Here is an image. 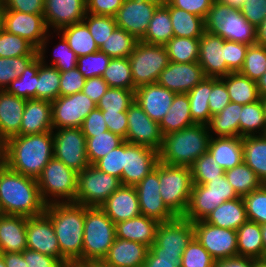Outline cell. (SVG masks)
<instances>
[{
	"label": "cell",
	"mask_w": 266,
	"mask_h": 267,
	"mask_svg": "<svg viewBox=\"0 0 266 267\" xmlns=\"http://www.w3.org/2000/svg\"><path fill=\"white\" fill-rule=\"evenodd\" d=\"M194 237L215 260L238 256L237 232L206 223L204 220L193 222Z\"/></svg>",
	"instance_id": "4fadbf2b"
},
{
	"label": "cell",
	"mask_w": 266,
	"mask_h": 267,
	"mask_svg": "<svg viewBox=\"0 0 266 267\" xmlns=\"http://www.w3.org/2000/svg\"><path fill=\"white\" fill-rule=\"evenodd\" d=\"M52 133L53 155L56 159L77 173L90 165L87 159L86 138L81 128L53 129Z\"/></svg>",
	"instance_id": "7c38bea8"
},
{
	"label": "cell",
	"mask_w": 266,
	"mask_h": 267,
	"mask_svg": "<svg viewBox=\"0 0 266 267\" xmlns=\"http://www.w3.org/2000/svg\"><path fill=\"white\" fill-rule=\"evenodd\" d=\"M53 32H48L46 38L41 43L40 47L37 49L38 57L40 58L41 62L45 65H51L56 67L60 72H65L72 70L76 68L78 57L76 53L71 50V48L68 45V42L65 40V38L60 35L58 32L56 35L61 39L59 40V44L56 45V47L53 49L54 56L52 57L50 63L46 62V52H47V46L48 43H50L49 40H51V34Z\"/></svg>",
	"instance_id": "8d00e7d4"
},
{
	"label": "cell",
	"mask_w": 266,
	"mask_h": 267,
	"mask_svg": "<svg viewBox=\"0 0 266 267\" xmlns=\"http://www.w3.org/2000/svg\"><path fill=\"white\" fill-rule=\"evenodd\" d=\"M224 174L239 197L255 191L264 184L244 161L234 168L226 170Z\"/></svg>",
	"instance_id": "f6af8a7d"
},
{
	"label": "cell",
	"mask_w": 266,
	"mask_h": 267,
	"mask_svg": "<svg viewBox=\"0 0 266 267\" xmlns=\"http://www.w3.org/2000/svg\"><path fill=\"white\" fill-rule=\"evenodd\" d=\"M239 198L225 174L205 184H193L189 204L183 218L196 222L204 220L223 202Z\"/></svg>",
	"instance_id": "9c48e42d"
},
{
	"label": "cell",
	"mask_w": 266,
	"mask_h": 267,
	"mask_svg": "<svg viewBox=\"0 0 266 267\" xmlns=\"http://www.w3.org/2000/svg\"><path fill=\"white\" fill-rule=\"evenodd\" d=\"M6 267H28L22 253H0Z\"/></svg>",
	"instance_id": "979ff035"
},
{
	"label": "cell",
	"mask_w": 266,
	"mask_h": 267,
	"mask_svg": "<svg viewBox=\"0 0 266 267\" xmlns=\"http://www.w3.org/2000/svg\"><path fill=\"white\" fill-rule=\"evenodd\" d=\"M165 48L169 57V62L191 63L198 62L199 58V38H186L173 36L166 44Z\"/></svg>",
	"instance_id": "bcb514c9"
},
{
	"label": "cell",
	"mask_w": 266,
	"mask_h": 267,
	"mask_svg": "<svg viewBox=\"0 0 266 267\" xmlns=\"http://www.w3.org/2000/svg\"><path fill=\"white\" fill-rule=\"evenodd\" d=\"M102 78L110 88L134 90L129 57L111 58Z\"/></svg>",
	"instance_id": "7dc6e473"
},
{
	"label": "cell",
	"mask_w": 266,
	"mask_h": 267,
	"mask_svg": "<svg viewBox=\"0 0 266 267\" xmlns=\"http://www.w3.org/2000/svg\"><path fill=\"white\" fill-rule=\"evenodd\" d=\"M157 5L146 0H124L114 16L117 26L140 40L147 31Z\"/></svg>",
	"instance_id": "ac0fdd59"
},
{
	"label": "cell",
	"mask_w": 266,
	"mask_h": 267,
	"mask_svg": "<svg viewBox=\"0 0 266 267\" xmlns=\"http://www.w3.org/2000/svg\"><path fill=\"white\" fill-rule=\"evenodd\" d=\"M248 47L245 43L225 40V62L231 73L242 69Z\"/></svg>",
	"instance_id": "03108f58"
},
{
	"label": "cell",
	"mask_w": 266,
	"mask_h": 267,
	"mask_svg": "<svg viewBox=\"0 0 266 267\" xmlns=\"http://www.w3.org/2000/svg\"><path fill=\"white\" fill-rule=\"evenodd\" d=\"M27 217L20 215L0 216V253H22L27 249Z\"/></svg>",
	"instance_id": "f546056e"
},
{
	"label": "cell",
	"mask_w": 266,
	"mask_h": 267,
	"mask_svg": "<svg viewBox=\"0 0 266 267\" xmlns=\"http://www.w3.org/2000/svg\"><path fill=\"white\" fill-rule=\"evenodd\" d=\"M110 60L111 58L109 56L98 50L96 53L78 57L76 67L85 79L102 77Z\"/></svg>",
	"instance_id": "94428289"
},
{
	"label": "cell",
	"mask_w": 266,
	"mask_h": 267,
	"mask_svg": "<svg viewBox=\"0 0 266 267\" xmlns=\"http://www.w3.org/2000/svg\"><path fill=\"white\" fill-rule=\"evenodd\" d=\"M115 238V223L100 207H87L85 209L82 263L103 260Z\"/></svg>",
	"instance_id": "8992f818"
},
{
	"label": "cell",
	"mask_w": 266,
	"mask_h": 267,
	"mask_svg": "<svg viewBox=\"0 0 266 267\" xmlns=\"http://www.w3.org/2000/svg\"><path fill=\"white\" fill-rule=\"evenodd\" d=\"M52 130L51 102L40 99H27L20 126V135L39 134Z\"/></svg>",
	"instance_id": "f1b7e54d"
},
{
	"label": "cell",
	"mask_w": 266,
	"mask_h": 267,
	"mask_svg": "<svg viewBox=\"0 0 266 267\" xmlns=\"http://www.w3.org/2000/svg\"><path fill=\"white\" fill-rule=\"evenodd\" d=\"M204 22L207 32L215 33L225 40L256 44V28L240 11L232 9L225 1H214Z\"/></svg>",
	"instance_id": "5b68a950"
},
{
	"label": "cell",
	"mask_w": 266,
	"mask_h": 267,
	"mask_svg": "<svg viewBox=\"0 0 266 267\" xmlns=\"http://www.w3.org/2000/svg\"><path fill=\"white\" fill-rule=\"evenodd\" d=\"M108 88L107 82L102 77H92L86 79L81 92L97 104Z\"/></svg>",
	"instance_id": "b9fcfbb0"
},
{
	"label": "cell",
	"mask_w": 266,
	"mask_h": 267,
	"mask_svg": "<svg viewBox=\"0 0 266 267\" xmlns=\"http://www.w3.org/2000/svg\"><path fill=\"white\" fill-rule=\"evenodd\" d=\"M4 30L30 42L36 49L49 32L43 14L22 13L4 10Z\"/></svg>",
	"instance_id": "d6986e66"
},
{
	"label": "cell",
	"mask_w": 266,
	"mask_h": 267,
	"mask_svg": "<svg viewBox=\"0 0 266 267\" xmlns=\"http://www.w3.org/2000/svg\"><path fill=\"white\" fill-rule=\"evenodd\" d=\"M107 128L110 132L126 138L128 123L127 112H108L102 111Z\"/></svg>",
	"instance_id": "2a66077c"
},
{
	"label": "cell",
	"mask_w": 266,
	"mask_h": 267,
	"mask_svg": "<svg viewBox=\"0 0 266 267\" xmlns=\"http://www.w3.org/2000/svg\"><path fill=\"white\" fill-rule=\"evenodd\" d=\"M100 208L115 224L141 215L135 186L121 185Z\"/></svg>",
	"instance_id": "484cf974"
},
{
	"label": "cell",
	"mask_w": 266,
	"mask_h": 267,
	"mask_svg": "<svg viewBox=\"0 0 266 267\" xmlns=\"http://www.w3.org/2000/svg\"><path fill=\"white\" fill-rule=\"evenodd\" d=\"M126 142L160 151L164 135L159 123L153 121L134 100L127 110Z\"/></svg>",
	"instance_id": "9a60e30c"
},
{
	"label": "cell",
	"mask_w": 266,
	"mask_h": 267,
	"mask_svg": "<svg viewBox=\"0 0 266 267\" xmlns=\"http://www.w3.org/2000/svg\"><path fill=\"white\" fill-rule=\"evenodd\" d=\"M190 170L193 184H205L225 172L208 151L193 162Z\"/></svg>",
	"instance_id": "6f0895ef"
},
{
	"label": "cell",
	"mask_w": 266,
	"mask_h": 267,
	"mask_svg": "<svg viewBox=\"0 0 266 267\" xmlns=\"http://www.w3.org/2000/svg\"><path fill=\"white\" fill-rule=\"evenodd\" d=\"M178 252L163 251V248H149L142 267H181Z\"/></svg>",
	"instance_id": "e7e4bbea"
},
{
	"label": "cell",
	"mask_w": 266,
	"mask_h": 267,
	"mask_svg": "<svg viewBox=\"0 0 266 267\" xmlns=\"http://www.w3.org/2000/svg\"><path fill=\"white\" fill-rule=\"evenodd\" d=\"M134 90L156 83L161 71L168 66L169 57L165 45L148 44L138 40L129 55Z\"/></svg>",
	"instance_id": "30bf717a"
},
{
	"label": "cell",
	"mask_w": 266,
	"mask_h": 267,
	"mask_svg": "<svg viewBox=\"0 0 266 267\" xmlns=\"http://www.w3.org/2000/svg\"><path fill=\"white\" fill-rule=\"evenodd\" d=\"M159 185V192L166 207L176 217H183L193 188L190 167L159 161Z\"/></svg>",
	"instance_id": "ba28073f"
},
{
	"label": "cell",
	"mask_w": 266,
	"mask_h": 267,
	"mask_svg": "<svg viewBox=\"0 0 266 267\" xmlns=\"http://www.w3.org/2000/svg\"><path fill=\"white\" fill-rule=\"evenodd\" d=\"M86 79L76 68L60 72L59 96H68L82 91Z\"/></svg>",
	"instance_id": "a7ac6f4b"
},
{
	"label": "cell",
	"mask_w": 266,
	"mask_h": 267,
	"mask_svg": "<svg viewBox=\"0 0 266 267\" xmlns=\"http://www.w3.org/2000/svg\"><path fill=\"white\" fill-rule=\"evenodd\" d=\"M27 99L0 90V138L7 139L20 135V126Z\"/></svg>",
	"instance_id": "83f0119b"
},
{
	"label": "cell",
	"mask_w": 266,
	"mask_h": 267,
	"mask_svg": "<svg viewBox=\"0 0 266 267\" xmlns=\"http://www.w3.org/2000/svg\"><path fill=\"white\" fill-rule=\"evenodd\" d=\"M198 63L206 77L221 78L231 73L225 62V39L205 31L199 38Z\"/></svg>",
	"instance_id": "603a6c76"
},
{
	"label": "cell",
	"mask_w": 266,
	"mask_h": 267,
	"mask_svg": "<svg viewBox=\"0 0 266 267\" xmlns=\"http://www.w3.org/2000/svg\"><path fill=\"white\" fill-rule=\"evenodd\" d=\"M138 40L124 29L117 27L99 48L110 58L129 57Z\"/></svg>",
	"instance_id": "816d5d0a"
},
{
	"label": "cell",
	"mask_w": 266,
	"mask_h": 267,
	"mask_svg": "<svg viewBox=\"0 0 266 267\" xmlns=\"http://www.w3.org/2000/svg\"><path fill=\"white\" fill-rule=\"evenodd\" d=\"M53 157L52 131L16 135L4 142V164L24 176L37 179Z\"/></svg>",
	"instance_id": "6da1fadb"
},
{
	"label": "cell",
	"mask_w": 266,
	"mask_h": 267,
	"mask_svg": "<svg viewBox=\"0 0 266 267\" xmlns=\"http://www.w3.org/2000/svg\"><path fill=\"white\" fill-rule=\"evenodd\" d=\"M60 71L51 65H45L39 58L36 99L54 101L59 97Z\"/></svg>",
	"instance_id": "c3c4849f"
},
{
	"label": "cell",
	"mask_w": 266,
	"mask_h": 267,
	"mask_svg": "<svg viewBox=\"0 0 266 267\" xmlns=\"http://www.w3.org/2000/svg\"><path fill=\"white\" fill-rule=\"evenodd\" d=\"M175 94V92L162 87L156 82L136 88L134 100L150 119L160 123L161 119L167 114Z\"/></svg>",
	"instance_id": "d4e9b609"
},
{
	"label": "cell",
	"mask_w": 266,
	"mask_h": 267,
	"mask_svg": "<svg viewBox=\"0 0 266 267\" xmlns=\"http://www.w3.org/2000/svg\"><path fill=\"white\" fill-rule=\"evenodd\" d=\"M45 0H2L4 10L22 13L43 14Z\"/></svg>",
	"instance_id": "34e18365"
},
{
	"label": "cell",
	"mask_w": 266,
	"mask_h": 267,
	"mask_svg": "<svg viewBox=\"0 0 266 267\" xmlns=\"http://www.w3.org/2000/svg\"><path fill=\"white\" fill-rule=\"evenodd\" d=\"M24 55H38V52L27 40L3 29L0 32V57L12 58Z\"/></svg>",
	"instance_id": "db71d44e"
},
{
	"label": "cell",
	"mask_w": 266,
	"mask_h": 267,
	"mask_svg": "<svg viewBox=\"0 0 266 267\" xmlns=\"http://www.w3.org/2000/svg\"><path fill=\"white\" fill-rule=\"evenodd\" d=\"M243 161L266 184V134L242 137Z\"/></svg>",
	"instance_id": "f35d334b"
},
{
	"label": "cell",
	"mask_w": 266,
	"mask_h": 267,
	"mask_svg": "<svg viewBox=\"0 0 266 267\" xmlns=\"http://www.w3.org/2000/svg\"><path fill=\"white\" fill-rule=\"evenodd\" d=\"M266 72V47L253 44L249 45L244 64L239 73L257 82Z\"/></svg>",
	"instance_id": "f5cc1de1"
},
{
	"label": "cell",
	"mask_w": 266,
	"mask_h": 267,
	"mask_svg": "<svg viewBox=\"0 0 266 267\" xmlns=\"http://www.w3.org/2000/svg\"><path fill=\"white\" fill-rule=\"evenodd\" d=\"M124 0H86V13L114 17Z\"/></svg>",
	"instance_id": "8c879c8a"
},
{
	"label": "cell",
	"mask_w": 266,
	"mask_h": 267,
	"mask_svg": "<svg viewBox=\"0 0 266 267\" xmlns=\"http://www.w3.org/2000/svg\"><path fill=\"white\" fill-rule=\"evenodd\" d=\"M243 105L230 102L223 110L211 116L207 124L211 136L235 137L239 136V116Z\"/></svg>",
	"instance_id": "d590c367"
},
{
	"label": "cell",
	"mask_w": 266,
	"mask_h": 267,
	"mask_svg": "<svg viewBox=\"0 0 266 267\" xmlns=\"http://www.w3.org/2000/svg\"><path fill=\"white\" fill-rule=\"evenodd\" d=\"M246 0H225V2L234 10L240 11Z\"/></svg>",
	"instance_id": "b62a3aed"
},
{
	"label": "cell",
	"mask_w": 266,
	"mask_h": 267,
	"mask_svg": "<svg viewBox=\"0 0 266 267\" xmlns=\"http://www.w3.org/2000/svg\"><path fill=\"white\" fill-rule=\"evenodd\" d=\"M78 173L53 157L37 178L43 202L75 203Z\"/></svg>",
	"instance_id": "52a82bcc"
},
{
	"label": "cell",
	"mask_w": 266,
	"mask_h": 267,
	"mask_svg": "<svg viewBox=\"0 0 266 267\" xmlns=\"http://www.w3.org/2000/svg\"><path fill=\"white\" fill-rule=\"evenodd\" d=\"M240 12L257 28L266 17V0H246Z\"/></svg>",
	"instance_id": "89a4df30"
},
{
	"label": "cell",
	"mask_w": 266,
	"mask_h": 267,
	"mask_svg": "<svg viewBox=\"0 0 266 267\" xmlns=\"http://www.w3.org/2000/svg\"><path fill=\"white\" fill-rule=\"evenodd\" d=\"M190 101L187 93L175 94L167 114L161 119L159 126L163 135L180 131L196 124L190 114Z\"/></svg>",
	"instance_id": "836d02e7"
},
{
	"label": "cell",
	"mask_w": 266,
	"mask_h": 267,
	"mask_svg": "<svg viewBox=\"0 0 266 267\" xmlns=\"http://www.w3.org/2000/svg\"><path fill=\"white\" fill-rule=\"evenodd\" d=\"M39 57L37 56L24 70L21 76L14 79L6 88L8 93L24 99H36Z\"/></svg>",
	"instance_id": "681fc988"
},
{
	"label": "cell",
	"mask_w": 266,
	"mask_h": 267,
	"mask_svg": "<svg viewBox=\"0 0 266 267\" xmlns=\"http://www.w3.org/2000/svg\"><path fill=\"white\" fill-rule=\"evenodd\" d=\"M102 172L120 179L124 166V142L111 150L106 156L97 160L94 164Z\"/></svg>",
	"instance_id": "be15d7a7"
},
{
	"label": "cell",
	"mask_w": 266,
	"mask_h": 267,
	"mask_svg": "<svg viewBox=\"0 0 266 267\" xmlns=\"http://www.w3.org/2000/svg\"><path fill=\"white\" fill-rule=\"evenodd\" d=\"M58 33L65 38L77 57L93 54L99 50L84 21L61 28Z\"/></svg>",
	"instance_id": "60d3db41"
},
{
	"label": "cell",
	"mask_w": 266,
	"mask_h": 267,
	"mask_svg": "<svg viewBox=\"0 0 266 267\" xmlns=\"http://www.w3.org/2000/svg\"><path fill=\"white\" fill-rule=\"evenodd\" d=\"M239 117V137L266 134V117L261 99L243 105Z\"/></svg>",
	"instance_id": "7bdbcfd3"
},
{
	"label": "cell",
	"mask_w": 266,
	"mask_h": 267,
	"mask_svg": "<svg viewBox=\"0 0 266 267\" xmlns=\"http://www.w3.org/2000/svg\"><path fill=\"white\" fill-rule=\"evenodd\" d=\"M139 206L142 215L157 220L159 223L169 222L176 216L166 207L160 195L159 162L155 169L136 186Z\"/></svg>",
	"instance_id": "e0dca14e"
},
{
	"label": "cell",
	"mask_w": 266,
	"mask_h": 267,
	"mask_svg": "<svg viewBox=\"0 0 266 267\" xmlns=\"http://www.w3.org/2000/svg\"><path fill=\"white\" fill-rule=\"evenodd\" d=\"M242 198L248 220L260 225L266 224V184Z\"/></svg>",
	"instance_id": "91938a15"
},
{
	"label": "cell",
	"mask_w": 266,
	"mask_h": 267,
	"mask_svg": "<svg viewBox=\"0 0 266 267\" xmlns=\"http://www.w3.org/2000/svg\"><path fill=\"white\" fill-rule=\"evenodd\" d=\"M211 135L205 124H194L164 135L159 161L169 165L190 167L209 149Z\"/></svg>",
	"instance_id": "277c9868"
},
{
	"label": "cell",
	"mask_w": 266,
	"mask_h": 267,
	"mask_svg": "<svg viewBox=\"0 0 266 267\" xmlns=\"http://www.w3.org/2000/svg\"><path fill=\"white\" fill-rule=\"evenodd\" d=\"M205 77L198 62H169L168 66L161 71L157 83L176 94L188 93Z\"/></svg>",
	"instance_id": "ffe728a7"
},
{
	"label": "cell",
	"mask_w": 266,
	"mask_h": 267,
	"mask_svg": "<svg viewBox=\"0 0 266 267\" xmlns=\"http://www.w3.org/2000/svg\"><path fill=\"white\" fill-rule=\"evenodd\" d=\"M256 43L266 47V17L256 28Z\"/></svg>",
	"instance_id": "deb4b68c"
},
{
	"label": "cell",
	"mask_w": 266,
	"mask_h": 267,
	"mask_svg": "<svg viewBox=\"0 0 266 267\" xmlns=\"http://www.w3.org/2000/svg\"><path fill=\"white\" fill-rule=\"evenodd\" d=\"M260 97L266 96V72L257 81Z\"/></svg>",
	"instance_id": "67dfc351"
},
{
	"label": "cell",
	"mask_w": 266,
	"mask_h": 267,
	"mask_svg": "<svg viewBox=\"0 0 266 267\" xmlns=\"http://www.w3.org/2000/svg\"><path fill=\"white\" fill-rule=\"evenodd\" d=\"M85 138L92 137V134H100L108 130L102 111L99 108L93 109L84 119L81 126Z\"/></svg>",
	"instance_id": "2644e50d"
},
{
	"label": "cell",
	"mask_w": 266,
	"mask_h": 267,
	"mask_svg": "<svg viewBox=\"0 0 266 267\" xmlns=\"http://www.w3.org/2000/svg\"><path fill=\"white\" fill-rule=\"evenodd\" d=\"M124 141V138L109 130L100 134H92V137L86 139L89 164H94L97 160L106 156L111 150L120 146Z\"/></svg>",
	"instance_id": "f907efd6"
},
{
	"label": "cell",
	"mask_w": 266,
	"mask_h": 267,
	"mask_svg": "<svg viewBox=\"0 0 266 267\" xmlns=\"http://www.w3.org/2000/svg\"><path fill=\"white\" fill-rule=\"evenodd\" d=\"M22 255L28 267H63L64 265L55 257L31 249H25Z\"/></svg>",
	"instance_id": "11e5206c"
},
{
	"label": "cell",
	"mask_w": 266,
	"mask_h": 267,
	"mask_svg": "<svg viewBox=\"0 0 266 267\" xmlns=\"http://www.w3.org/2000/svg\"><path fill=\"white\" fill-rule=\"evenodd\" d=\"M121 185L119 178L90 164L78 173L75 203L86 207H100Z\"/></svg>",
	"instance_id": "8fae6325"
},
{
	"label": "cell",
	"mask_w": 266,
	"mask_h": 267,
	"mask_svg": "<svg viewBox=\"0 0 266 267\" xmlns=\"http://www.w3.org/2000/svg\"><path fill=\"white\" fill-rule=\"evenodd\" d=\"M83 21L86 23L98 48L104 44L109 35L118 27L115 18L112 16L86 13Z\"/></svg>",
	"instance_id": "680465c9"
},
{
	"label": "cell",
	"mask_w": 266,
	"mask_h": 267,
	"mask_svg": "<svg viewBox=\"0 0 266 267\" xmlns=\"http://www.w3.org/2000/svg\"><path fill=\"white\" fill-rule=\"evenodd\" d=\"M237 232L238 256L253 259H264V246L261 225L247 220Z\"/></svg>",
	"instance_id": "e575fe53"
},
{
	"label": "cell",
	"mask_w": 266,
	"mask_h": 267,
	"mask_svg": "<svg viewBox=\"0 0 266 267\" xmlns=\"http://www.w3.org/2000/svg\"><path fill=\"white\" fill-rule=\"evenodd\" d=\"M51 104L53 129L81 128L87 115L97 107V104L83 92L59 96Z\"/></svg>",
	"instance_id": "5bb4252c"
},
{
	"label": "cell",
	"mask_w": 266,
	"mask_h": 267,
	"mask_svg": "<svg viewBox=\"0 0 266 267\" xmlns=\"http://www.w3.org/2000/svg\"><path fill=\"white\" fill-rule=\"evenodd\" d=\"M27 249L49 255L60 260V246L51 219L43 213L27 217Z\"/></svg>",
	"instance_id": "7402d4cb"
},
{
	"label": "cell",
	"mask_w": 266,
	"mask_h": 267,
	"mask_svg": "<svg viewBox=\"0 0 266 267\" xmlns=\"http://www.w3.org/2000/svg\"><path fill=\"white\" fill-rule=\"evenodd\" d=\"M261 234L264 246V259L266 258V224L261 225Z\"/></svg>",
	"instance_id": "5803f987"
},
{
	"label": "cell",
	"mask_w": 266,
	"mask_h": 267,
	"mask_svg": "<svg viewBox=\"0 0 266 267\" xmlns=\"http://www.w3.org/2000/svg\"><path fill=\"white\" fill-rule=\"evenodd\" d=\"M159 162V152L146 146L124 141V166L121 184L136 186Z\"/></svg>",
	"instance_id": "2e32d148"
},
{
	"label": "cell",
	"mask_w": 266,
	"mask_h": 267,
	"mask_svg": "<svg viewBox=\"0 0 266 267\" xmlns=\"http://www.w3.org/2000/svg\"><path fill=\"white\" fill-rule=\"evenodd\" d=\"M193 238V222L176 217L169 222L159 223L155 243L150 248H163V251L178 252L182 256Z\"/></svg>",
	"instance_id": "44dd1931"
},
{
	"label": "cell",
	"mask_w": 266,
	"mask_h": 267,
	"mask_svg": "<svg viewBox=\"0 0 266 267\" xmlns=\"http://www.w3.org/2000/svg\"><path fill=\"white\" fill-rule=\"evenodd\" d=\"M247 213L242 197L223 202L209 213L204 221L216 227L237 230L246 221Z\"/></svg>",
	"instance_id": "d6a6232c"
},
{
	"label": "cell",
	"mask_w": 266,
	"mask_h": 267,
	"mask_svg": "<svg viewBox=\"0 0 266 267\" xmlns=\"http://www.w3.org/2000/svg\"><path fill=\"white\" fill-rule=\"evenodd\" d=\"M174 36L169 10L158 7L140 41L148 44L165 45Z\"/></svg>",
	"instance_id": "ee69618b"
},
{
	"label": "cell",
	"mask_w": 266,
	"mask_h": 267,
	"mask_svg": "<svg viewBox=\"0 0 266 267\" xmlns=\"http://www.w3.org/2000/svg\"><path fill=\"white\" fill-rule=\"evenodd\" d=\"M212 91V77H205L187 93L190 101V114L196 124L207 125L211 119L209 95Z\"/></svg>",
	"instance_id": "b9f144b4"
},
{
	"label": "cell",
	"mask_w": 266,
	"mask_h": 267,
	"mask_svg": "<svg viewBox=\"0 0 266 267\" xmlns=\"http://www.w3.org/2000/svg\"><path fill=\"white\" fill-rule=\"evenodd\" d=\"M221 79L225 82L231 102L245 105L261 99L257 82L239 72L229 73Z\"/></svg>",
	"instance_id": "74e56055"
},
{
	"label": "cell",
	"mask_w": 266,
	"mask_h": 267,
	"mask_svg": "<svg viewBox=\"0 0 266 267\" xmlns=\"http://www.w3.org/2000/svg\"><path fill=\"white\" fill-rule=\"evenodd\" d=\"M0 209L6 215L34 217L42 215L46 204L40 194L37 179L0 167Z\"/></svg>",
	"instance_id": "7a4b0ae2"
},
{
	"label": "cell",
	"mask_w": 266,
	"mask_h": 267,
	"mask_svg": "<svg viewBox=\"0 0 266 267\" xmlns=\"http://www.w3.org/2000/svg\"><path fill=\"white\" fill-rule=\"evenodd\" d=\"M215 260L194 237L183 251L181 267H214Z\"/></svg>",
	"instance_id": "6125c7cd"
},
{
	"label": "cell",
	"mask_w": 266,
	"mask_h": 267,
	"mask_svg": "<svg viewBox=\"0 0 266 267\" xmlns=\"http://www.w3.org/2000/svg\"><path fill=\"white\" fill-rule=\"evenodd\" d=\"M77 203L46 205L44 213L51 219L60 246V261L82 263L85 209Z\"/></svg>",
	"instance_id": "3957f363"
},
{
	"label": "cell",
	"mask_w": 266,
	"mask_h": 267,
	"mask_svg": "<svg viewBox=\"0 0 266 267\" xmlns=\"http://www.w3.org/2000/svg\"><path fill=\"white\" fill-rule=\"evenodd\" d=\"M208 100L211 116L221 112L231 102L225 82L221 78L212 77V91Z\"/></svg>",
	"instance_id": "003e7915"
},
{
	"label": "cell",
	"mask_w": 266,
	"mask_h": 267,
	"mask_svg": "<svg viewBox=\"0 0 266 267\" xmlns=\"http://www.w3.org/2000/svg\"><path fill=\"white\" fill-rule=\"evenodd\" d=\"M208 152L224 170L243 162L242 137H211Z\"/></svg>",
	"instance_id": "1f68e13d"
},
{
	"label": "cell",
	"mask_w": 266,
	"mask_h": 267,
	"mask_svg": "<svg viewBox=\"0 0 266 267\" xmlns=\"http://www.w3.org/2000/svg\"><path fill=\"white\" fill-rule=\"evenodd\" d=\"M165 7L169 10L175 37L200 38L206 31L204 19L200 16L175 8L169 3Z\"/></svg>",
	"instance_id": "ab89813d"
},
{
	"label": "cell",
	"mask_w": 266,
	"mask_h": 267,
	"mask_svg": "<svg viewBox=\"0 0 266 267\" xmlns=\"http://www.w3.org/2000/svg\"><path fill=\"white\" fill-rule=\"evenodd\" d=\"M148 250L145 244L116 237L102 261L111 267H142Z\"/></svg>",
	"instance_id": "4316f807"
},
{
	"label": "cell",
	"mask_w": 266,
	"mask_h": 267,
	"mask_svg": "<svg viewBox=\"0 0 266 267\" xmlns=\"http://www.w3.org/2000/svg\"><path fill=\"white\" fill-rule=\"evenodd\" d=\"M253 265V258L237 256L215 261L214 267H253Z\"/></svg>",
	"instance_id": "09005b40"
},
{
	"label": "cell",
	"mask_w": 266,
	"mask_h": 267,
	"mask_svg": "<svg viewBox=\"0 0 266 267\" xmlns=\"http://www.w3.org/2000/svg\"><path fill=\"white\" fill-rule=\"evenodd\" d=\"M38 55H24L12 58L0 57V90H6L8 85L22 75L26 67Z\"/></svg>",
	"instance_id": "9f6ffc18"
},
{
	"label": "cell",
	"mask_w": 266,
	"mask_h": 267,
	"mask_svg": "<svg viewBox=\"0 0 266 267\" xmlns=\"http://www.w3.org/2000/svg\"><path fill=\"white\" fill-rule=\"evenodd\" d=\"M83 264L86 267H111L107 265L106 263H104L102 260L101 261H86V262H83Z\"/></svg>",
	"instance_id": "603ad722"
},
{
	"label": "cell",
	"mask_w": 266,
	"mask_h": 267,
	"mask_svg": "<svg viewBox=\"0 0 266 267\" xmlns=\"http://www.w3.org/2000/svg\"><path fill=\"white\" fill-rule=\"evenodd\" d=\"M213 3L214 0H169L171 6L183 9L203 19L206 18Z\"/></svg>",
	"instance_id": "753ad0ef"
},
{
	"label": "cell",
	"mask_w": 266,
	"mask_h": 267,
	"mask_svg": "<svg viewBox=\"0 0 266 267\" xmlns=\"http://www.w3.org/2000/svg\"><path fill=\"white\" fill-rule=\"evenodd\" d=\"M159 222L155 219L139 215L115 224L116 237L128 241H136L151 247L155 243Z\"/></svg>",
	"instance_id": "4dcf8cb0"
},
{
	"label": "cell",
	"mask_w": 266,
	"mask_h": 267,
	"mask_svg": "<svg viewBox=\"0 0 266 267\" xmlns=\"http://www.w3.org/2000/svg\"><path fill=\"white\" fill-rule=\"evenodd\" d=\"M134 92L135 90L109 87L97 103V108L108 112H127L134 102Z\"/></svg>",
	"instance_id": "11a10c76"
},
{
	"label": "cell",
	"mask_w": 266,
	"mask_h": 267,
	"mask_svg": "<svg viewBox=\"0 0 266 267\" xmlns=\"http://www.w3.org/2000/svg\"><path fill=\"white\" fill-rule=\"evenodd\" d=\"M44 21L48 31L58 32L83 21L86 15V0H45Z\"/></svg>",
	"instance_id": "cb8c5ba5"
}]
</instances>
